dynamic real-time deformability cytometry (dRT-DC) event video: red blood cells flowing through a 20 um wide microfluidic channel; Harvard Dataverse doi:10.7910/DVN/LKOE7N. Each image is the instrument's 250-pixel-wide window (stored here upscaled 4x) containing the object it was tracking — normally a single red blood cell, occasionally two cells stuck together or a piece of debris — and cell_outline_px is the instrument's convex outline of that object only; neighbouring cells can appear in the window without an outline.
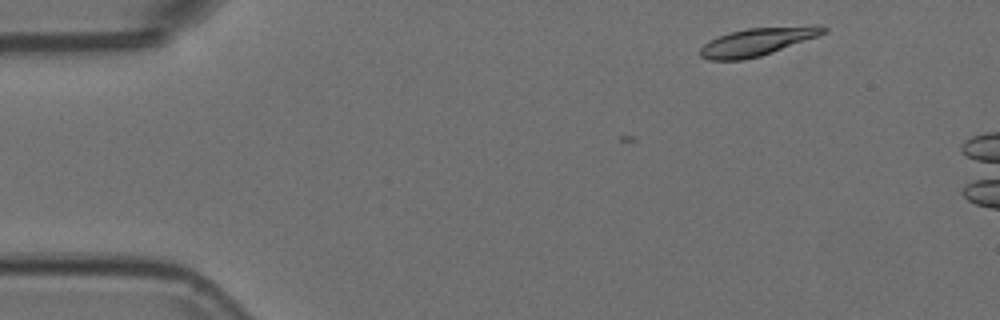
{"species": "Egyptian fruit bat (a non-hibernating species)", "species_latin": "Rousettus aegyptiacus", "temperature_condition": "room temperature", "stored_images_in_passage": 4, "camera_frame_rate_fps": 3000, "um_per_image_px": 0.085, "animal": {"sex": "female"}, "frame": {"image": 1, "passage_image": 1, "time_ms": 0.0, "image_size_px": [1000, 320], "cell_outline_px": [[828, 32], [772, 52], [760, 56], [744, 60], [708, 60], [700, 56], [700, 48], [704, 44], [728, 32], [748, 28], [812, 24], [820, 24], [828, 28]], "centroid_in_image_um": [64.43, 3.52], "position_along_channel_um": 20.6, "area_um2": 20.17}}